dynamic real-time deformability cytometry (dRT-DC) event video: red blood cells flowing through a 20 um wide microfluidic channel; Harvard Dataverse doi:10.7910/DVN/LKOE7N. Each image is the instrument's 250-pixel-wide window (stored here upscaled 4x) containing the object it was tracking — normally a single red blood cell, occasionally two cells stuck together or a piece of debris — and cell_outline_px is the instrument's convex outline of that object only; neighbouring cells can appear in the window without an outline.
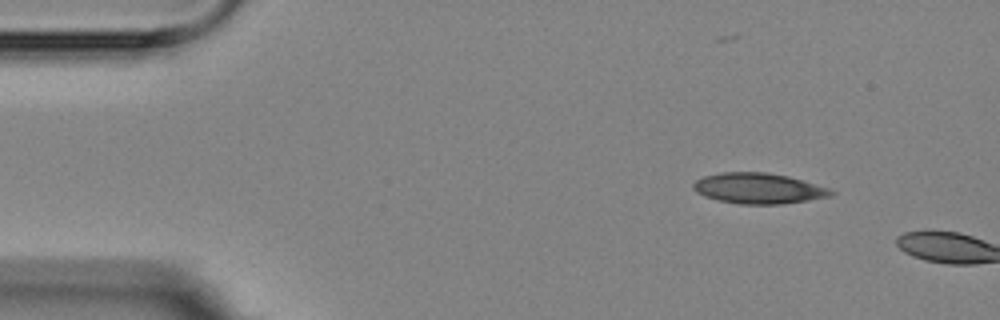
{"species": "Egyptian fruit bat (a non-hibernating species)", "species_latin": "Rousettus aegyptiacus", "temperature_condition": "room temperature", "stored_images_in_passage": 2, "camera_frame_rate_fps": 3000, "um_per_image_px": 0.085, "animal": {"sex": "female"}, "frame": {"image": 1, "passage_image": 1, "time_ms": 0.0, "image_size_px": [1000, 320], "cell_outline_px": [[836, 192], [832, 196], [808, 200], [780, 204], [740, 204], [720, 200], [704, 196], [696, 192], [692, 188], [692, 184], [696, 180], [704, 176], [720, 172], [768, 172], [788, 176], [828, 188]], "centroid_in_image_um": [64.45, 16.0], "position_along_channel_um": 20.5, "area_um2": 24.51}}